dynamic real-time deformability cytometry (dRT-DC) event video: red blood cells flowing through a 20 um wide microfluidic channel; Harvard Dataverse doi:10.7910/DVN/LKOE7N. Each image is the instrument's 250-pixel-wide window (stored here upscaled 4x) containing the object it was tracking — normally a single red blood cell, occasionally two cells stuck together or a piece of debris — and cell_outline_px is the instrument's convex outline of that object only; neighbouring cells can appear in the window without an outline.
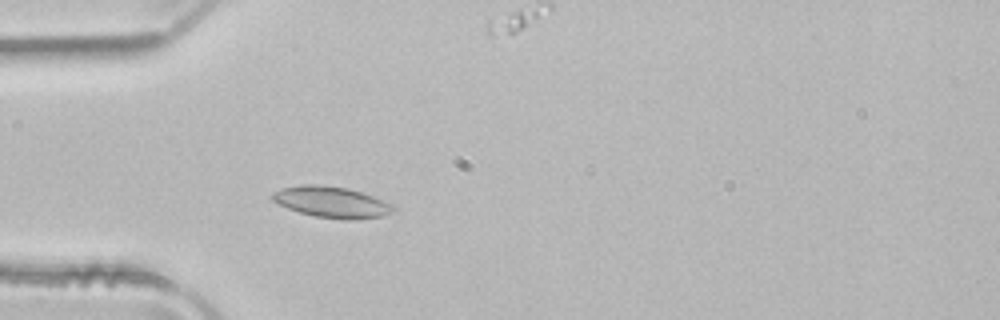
{"species": "common noctule bat (a hibernating species)", "species_latin": "Nyctalus noctula", "temperature_condition": "room temperature", "stored_images_in_passage": 32, "camera_frame_rate_fps": 3000, "um_per_image_px": 0.085, "animal": {"sex": "male", "body_mass_g": 21.5, "forearm_length_mm": 52.0}, "frame": {"image": 1, "passage_image": 11, "time_ms": 3.333, "image_size_px": [1000, 320], "cell_outline_px": [[396, 208], [392, 212], [384, 216], [356, 220], [344, 220], [316, 216], [300, 212], [288, 208], [272, 200], [268, 196], [272, 192], [284, 188], [300, 184], [316, 184], [348, 188], [372, 196], [392, 204]], "centroid_in_image_um": [28.18, 17.18], "position_along_channel_um": 56.8, "area_um2": 21.96}}
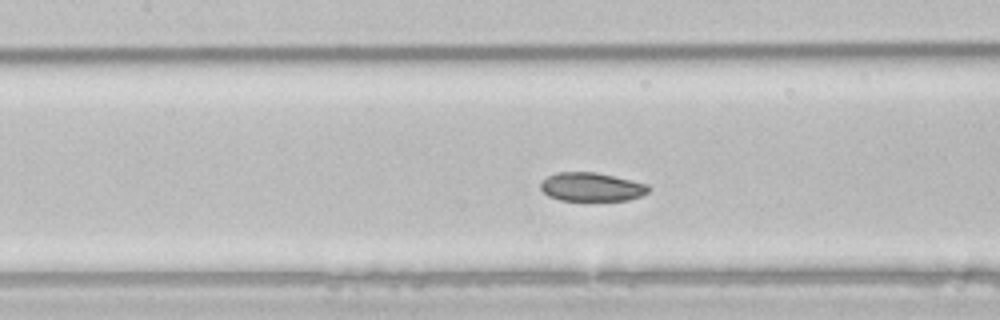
{"frame": {"image": 2, "passage_image": 19, "time_ms": 6.0, "image_size_px": [1000, 320], "cell_outline_px": [[652, 188], [648, 192], [640, 196], [628, 200], [560, 200], [548, 196], [540, 188], [540, 184], [548, 176], [556, 172], [596, 172], [632, 180], [648, 184]], "centroid_in_image_um": [50.3, 15.88], "position_along_channel_um": 157.1, "area_um2": 18.03}}
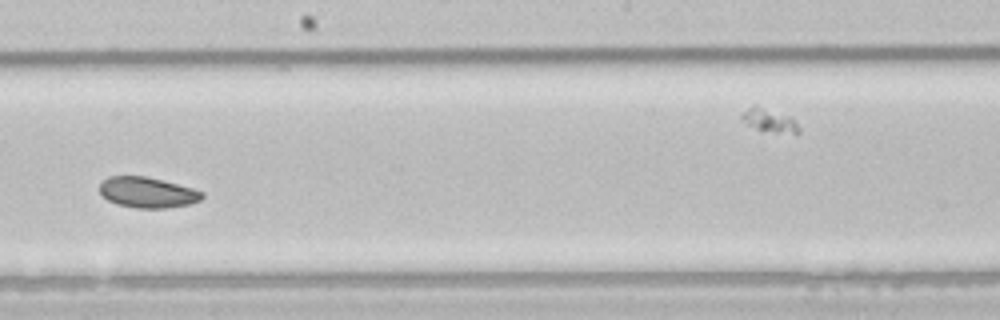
{"frame": {"image": 3, "passage_image": 25, "time_ms": 8.0, "image_size_px": [1000, 320], "cell_outline_px": [[204, 196], [200, 200], [188, 204], [164, 208], [136, 208], [116, 204], [108, 200], [100, 192], [100, 184], [108, 176], [144, 176], [192, 188], [204, 192]], "centroid_in_image_um": [12.52, 16.36], "position_along_channel_um": 235.7, "area_um2": 18.03}}